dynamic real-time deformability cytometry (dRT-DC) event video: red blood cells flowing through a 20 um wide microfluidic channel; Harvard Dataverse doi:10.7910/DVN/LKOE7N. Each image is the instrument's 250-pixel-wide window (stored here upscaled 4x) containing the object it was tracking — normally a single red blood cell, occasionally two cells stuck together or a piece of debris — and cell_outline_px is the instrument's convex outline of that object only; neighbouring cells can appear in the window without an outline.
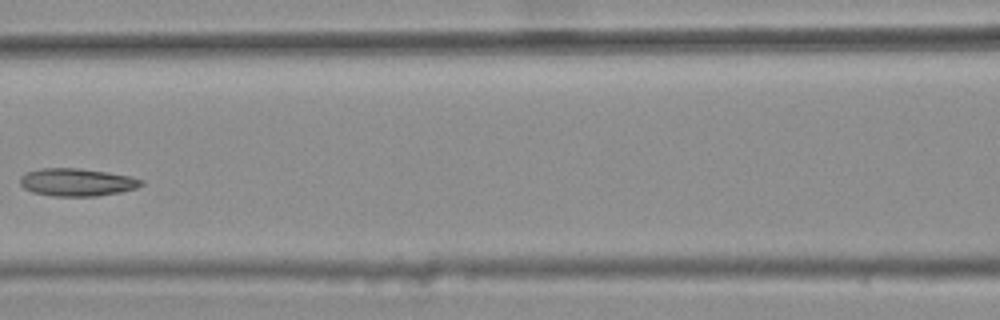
{"species": "common noctule bat (a hibernating species)", "species_latin": "Nyctalus noctula", "temperature_condition": "warm", "stored_images_in_passage": 6, "camera_frame_rate_fps": 3000, "um_per_image_px": 0.085, "animal": {"sex": "female", "body_mass_g": 25.1}, "frame": {"image": 1, "passage_image": 5, "time_ms": 1.333, "image_size_px": [1000, 320], "cell_outline_px": [[144, 184], [136, 188], [120, 192], [96, 196], [52, 196], [32, 192], [24, 188], [20, 184], [20, 176], [24, 172], [40, 168], [80, 168], [132, 176], [144, 180]], "centroid_in_image_um": [6.53, 15.48], "position_along_channel_um": 160.1, "area_um2": 19.77}}
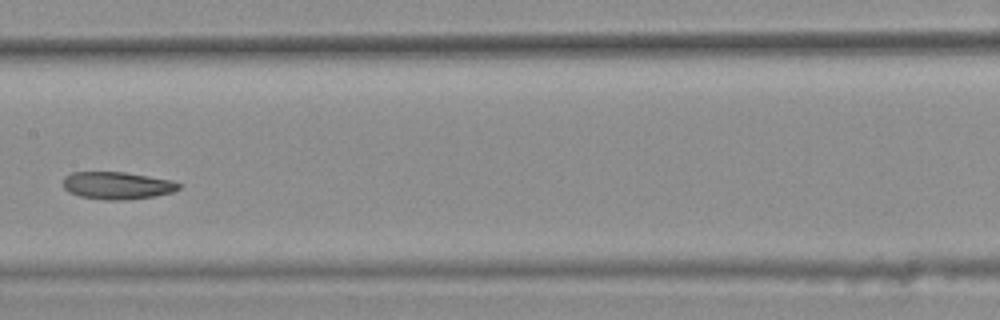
{"frame": {"image": 2, "passage_image": 6, "time_ms": 1.667, "image_size_px": [1000, 320], "cell_outline_px": [[184, 184], [180, 188], [172, 192], [152, 196], [124, 200], [104, 200], [80, 196], [68, 192], [64, 188], [64, 176], [72, 172], [124, 172], [172, 180]], "centroid_in_image_um": [9.97, 15.76], "position_along_channel_um": 197.4, "area_um2": 18.5}}